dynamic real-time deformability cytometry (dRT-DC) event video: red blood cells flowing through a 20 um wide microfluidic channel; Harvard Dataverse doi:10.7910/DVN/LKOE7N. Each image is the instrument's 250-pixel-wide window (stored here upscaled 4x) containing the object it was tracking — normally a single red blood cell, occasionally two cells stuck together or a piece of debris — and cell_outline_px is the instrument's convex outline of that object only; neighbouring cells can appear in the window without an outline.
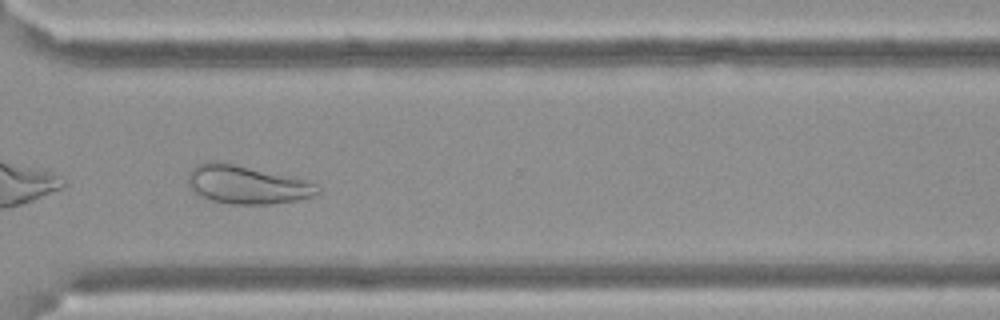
{"species": "Egyptian fruit bat (a non-hibernating species)", "species_latin": "Rousettus aegyptiacus", "temperature_condition": "cold", "stored_images_in_passage": 47, "camera_frame_rate_fps": 3000, "um_per_image_px": 0.085, "frame": {"image": 1, "passage_image": 34, "time_ms": 11.0, "image_size_px": [1000, 320], "cell_outline_px": [[320, 192], [312, 196], [296, 200], [268, 204], [232, 204], [212, 200], [200, 196], [192, 192], [188, 180], [188, 176], [192, 168], [196, 164], [208, 160], [212, 160], [232, 164], [304, 180], [316, 184], [320, 188]], "centroid_in_image_um": [20.92, 15.7], "position_along_channel_um": 349.7, "area_um2": 28.5}}